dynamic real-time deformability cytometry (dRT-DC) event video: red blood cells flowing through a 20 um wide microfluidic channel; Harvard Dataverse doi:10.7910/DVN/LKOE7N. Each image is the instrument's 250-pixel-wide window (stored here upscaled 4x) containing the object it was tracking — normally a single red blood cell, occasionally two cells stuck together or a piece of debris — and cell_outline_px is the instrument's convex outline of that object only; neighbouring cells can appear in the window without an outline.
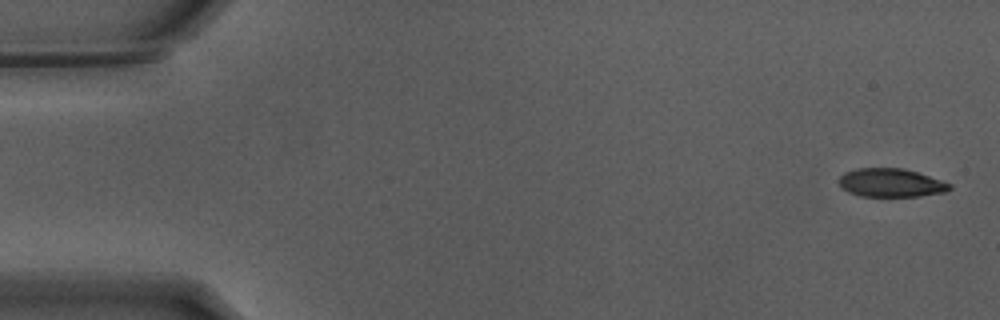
{"species": "Egyptian fruit bat (a non-hibernating species)", "species_latin": "Rousettus aegyptiacus", "temperature_condition": "warm", "stored_images_in_passage": 53, "camera_frame_rate_fps": 3000, "um_per_image_px": 0.085, "animal": {"sex": "male"}, "frame": {"image": 1, "passage_image": 1, "time_ms": 0.0, "image_size_px": [1000, 320], "cell_outline_px": [[952, 188], [944, 192], [920, 196], [860, 196], [848, 192], [840, 188], [840, 176], [844, 172], [856, 168], [904, 168], [952, 184]], "centroid_in_image_um": [75.7, 15.53], "position_along_channel_um": 9.3, "area_um2": 18.32}}
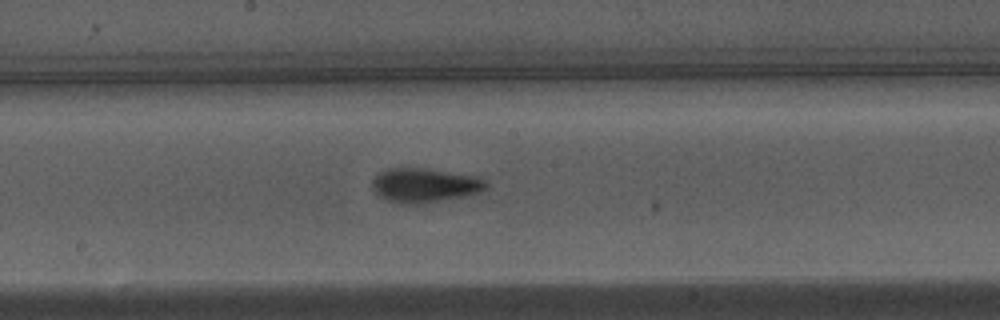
{"frame": {"image": 2, "passage_image": 28, "time_ms": 9.0, "image_size_px": [1000, 320], "cell_outline_px": [[488, 184], [484, 188], [476, 192], [464, 196], [416, 204], [400, 204], [388, 200], [380, 196], [376, 192], [372, 184], [372, 180], [380, 172], [388, 168], [424, 168], [472, 176], [484, 180]], "centroid_in_image_um": [36.03, 15.74], "position_along_channel_um": 212.2, "area_um2": 22.08}}
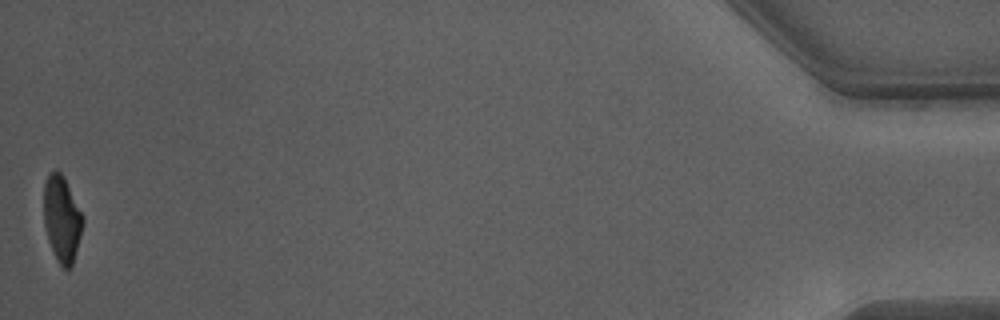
{"frame": {"image": 3, "passage_image": 53, "time_ms": 17.333, "image_size_px": [1000, 320], "cell_outline_px": [[84, 220], [80, 236], [72, 264], [68, 268], [64, 268], [60, 264], [48, 240], [44, 224], [44, 184], [48, 172], [56, 168], [64, 176], [84, 216]], "centroid_in_image_um": [5.25, 18.51], "position_along_channel_um": 429.9, "area_um2": 19.48}, "authors_computed_cell_mechanics": {"area_um2": 20.9236, "velocity_mm_per_s": 3.8378, "shape_relaxation_time_tau1_ms": 4.1329, "shape_relaxation_time_tau2_ms": 1.5047, "deformation_change_tau1": 0.1914, "deformation_change_tau2": 0.0866}}